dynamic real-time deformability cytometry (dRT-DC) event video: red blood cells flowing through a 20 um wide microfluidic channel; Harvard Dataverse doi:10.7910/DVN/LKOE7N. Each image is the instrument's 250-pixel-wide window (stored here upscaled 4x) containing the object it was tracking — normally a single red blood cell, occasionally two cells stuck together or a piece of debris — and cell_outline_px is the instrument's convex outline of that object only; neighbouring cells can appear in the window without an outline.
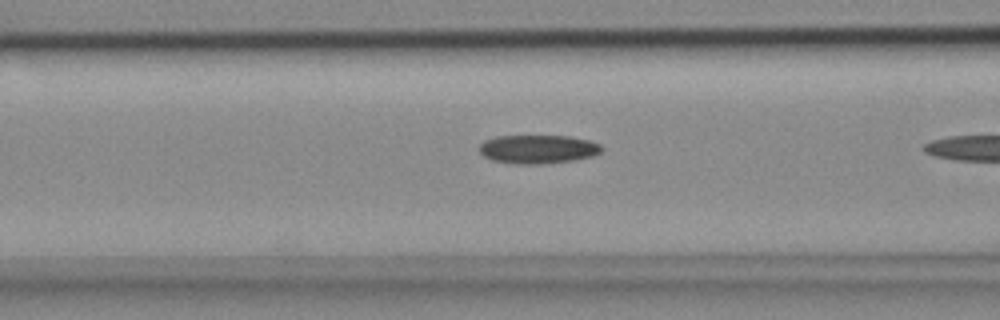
{"species": "common noctule bat (a hibernating species)", "species_latin": "Nyctalus noctula", "temperature_condition": "cold", "stored_images_in_passage": 16, "camera_frame_rate_fps": 3000, "um_per_image_px": 0.085, "animal": {"sex": "female", "body_mass_g": 18.4}, "frame": {"image": 1, "passage_image": 14, "time_ms": 4.333, "image_size_px": [1000, 320], "cell_outline_px": [[604, 148], [600, 152], [592, 156], [576, 160], [540, 164], [516, 164], [492, 160], [484, 156], [480, 152], [480, 144], [484, 140], [496, 136], [568, 136], [592, 140], [600, 144]], "centroid_in_image_um": [45.75, 12.68], "position_along_channel_um": 120.8, "area_um2": 20.58}}